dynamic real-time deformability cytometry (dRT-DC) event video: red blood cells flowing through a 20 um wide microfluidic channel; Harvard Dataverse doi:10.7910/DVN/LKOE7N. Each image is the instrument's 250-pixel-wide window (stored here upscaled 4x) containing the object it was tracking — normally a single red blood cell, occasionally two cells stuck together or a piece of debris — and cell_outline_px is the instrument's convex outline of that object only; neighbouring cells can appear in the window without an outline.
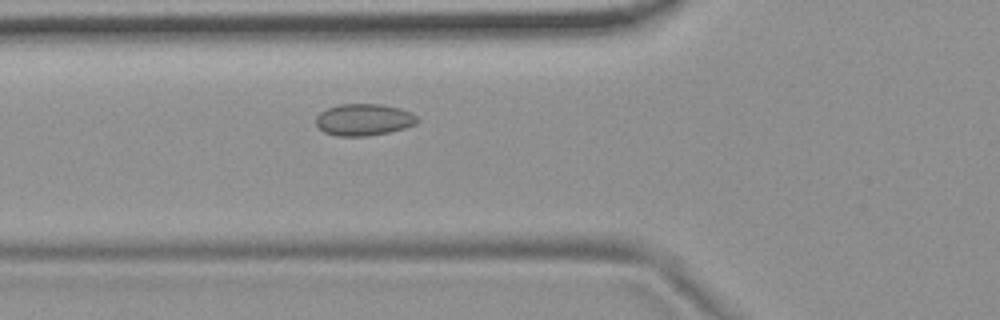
{"species": "common noctule bat (a hibernating species)", "species_latin": "Nyctalus noctula", "temperature_condition": "room temperature", "stored_images_in_passage": 2, "camera_frame_rate_fps": 3000, "um_per_image_px": 0.085, "animal": {"sex": "female", "body_mass_g": 19.9}, "frame": {"image": 1, "passage_image": 2, "time_ms": 1.0, "image_size_px": [1000, 320], "cell_outline_px": [[420, 120], [416, 124], [404, 128], [388, 132], [368, 136], [336, 136], [324, 132], [316, 124], [316, 116], [320, 112], [328, 108], [340, 104], [380, 104], [400, 108], [412, 112]], "centroid_in_image_um": [30.94, 10.17], "position_along_channel_um": 94.9, "area_um2": 18.84}}